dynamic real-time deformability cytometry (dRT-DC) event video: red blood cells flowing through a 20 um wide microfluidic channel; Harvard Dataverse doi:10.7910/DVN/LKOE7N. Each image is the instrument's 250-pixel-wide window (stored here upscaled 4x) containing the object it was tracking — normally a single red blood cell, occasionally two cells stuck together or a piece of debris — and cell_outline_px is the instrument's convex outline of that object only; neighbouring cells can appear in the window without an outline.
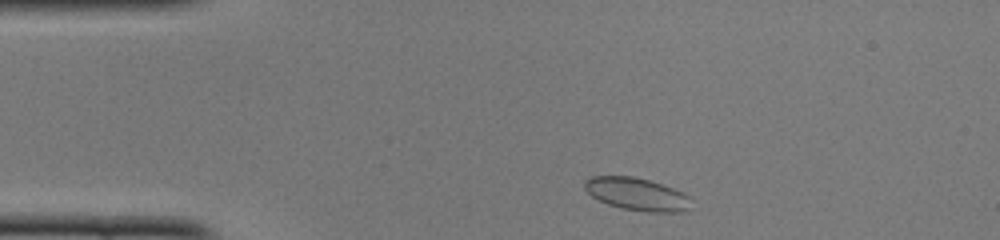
{"species": "common noctule bat (a hibernating species)", "species_latin": "Nyctalus noctula", "temperature_condition": "cold", "stored_images_in_passage": 42, "camera_frame_rate_fps": 3000, "um_per_image_px": 0.085, "animal": {"sex": "female", "body_mass_g": 22.0, "forearm_length_mm": 56.7}, "frame": {"image": 1, "passage_image": 2, "time_ms": 0.333, "image_size_px": [1000, 240], "cell_outline_px": [[692, 196], [688, 208], [684, 212], [648, 212], [620, 208], [608, 204], [592, 196], [584, 188], [584, 180], [592, 176], [632, 176], [648, 180], [684, 192]], "centroid_in_image_um": [54.15, 16.5], "position_along_channel_um": 30.8, "area_um2": 20.29}}
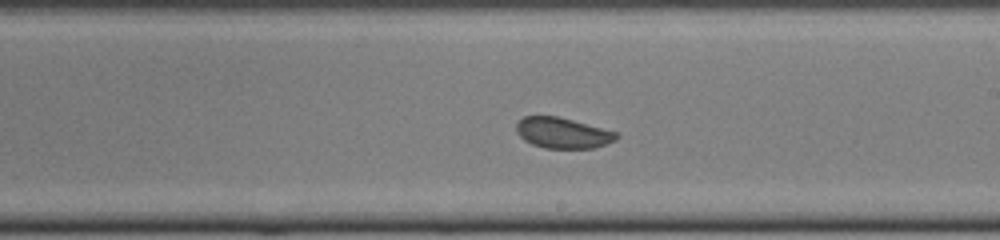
{"frame": {"image": 2, "passage_image": 21, "time_ms": 6.667, "image_size_px": [1000, 240], "cell_outline_px": [[620, 136], [616, 140], [592, 148], [544, 148], [532, 144], [524, 140], [516, 132], [516, 124], [524, 116], [556, 116], [620, 132]], "centroid_in_image_um": [47.85, 11.3], "position_along_channel_um": 241.2, "area_um2": 17.92}}
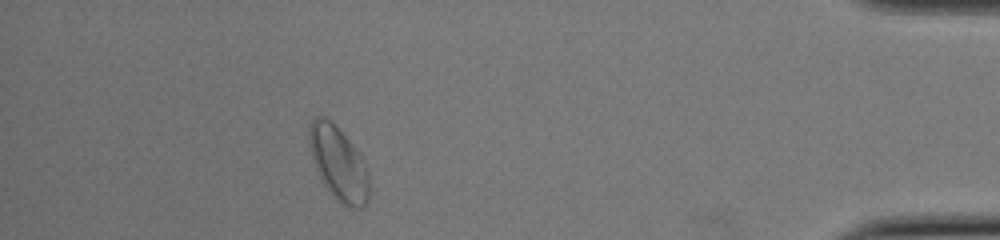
{"frame": {"image": 3, "passage_image": 37, "time_ms": 12.0, "image_size_px": [1000, 240], "cell_outline_px": [[368, 196], [364, 208], [344, 208], [328, 192], [312, 160], [308, 140], [308, 128], [312, 120], [316, 116], [324, 116], [332, 120], [352, 144], [360, 156], [368, 172]], "centroid_in_image_um": [28.74, 13.9], "position_along_channel_um": 406.5, "area_um2": 25.95}, "authors_computed_cell_mechanics": {"area_um2": 18.9006, "velocity_mm_per_s": 4.0631, "shape_relaxation_time_tau1_ms": 2.3998, "shape_relaxation_time_tau2_ms": null, "deformation_change_tau1": 0.0479, "deformation_change_tau2": null}}